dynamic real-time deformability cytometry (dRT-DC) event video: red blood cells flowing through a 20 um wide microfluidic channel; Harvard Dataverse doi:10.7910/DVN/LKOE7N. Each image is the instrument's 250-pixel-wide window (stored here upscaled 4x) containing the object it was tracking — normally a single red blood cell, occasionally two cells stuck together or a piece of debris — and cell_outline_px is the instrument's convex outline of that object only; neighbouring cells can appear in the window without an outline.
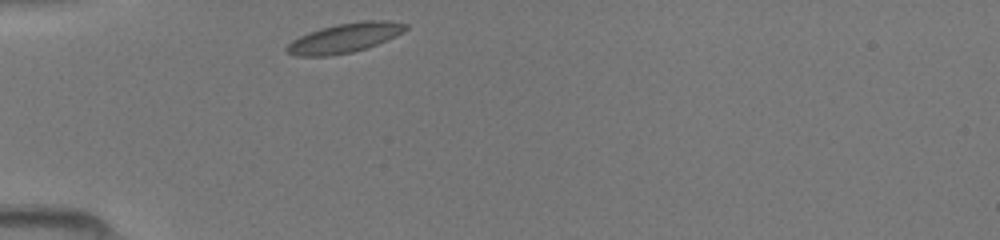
{"species": "common noctule bat (a hibernating species)", "species_latin": "Nyctalus noctula", "temperature_condition": "room temperature", "stored_images_in_passage": 29, "camera_frame_rate_fps": 3000, "um_per_image_px": 0.085, "animal": {"sex": "female", "body_mass_g": 19.5, "forearm_length_mm": 54.1}, "frame": {"image": 1, "passage_image": 1, "time_ms": 0.0, "image_size_px": [1000, 240], "cell_outline_px": [[408, 28], [404, 32], [396, 36], [368, 48], [352, 52], [328, 56], [296, 56], [288, 52], [284, 48], [292, 40], [308, 32], [320, 28], [336, 24], [364, 20], [388, 20], [408, 24]], "centroid_in_image_um": [29.32, 3.21], "position_along_channel_um": 55.7, "area_um2": 20.58}}
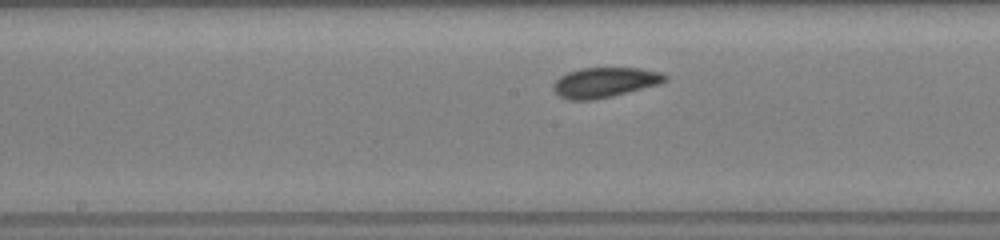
{"frame": {"image": 2, "passage_image": 12, "time_ms": 3.667, "image_size_px": [1000, 240], "cell_outline_px": [[668, 80], [660, 84], [612, 96], [592, 100], [568, 100], [560, 96], [552, 88], [552, 84], [560, 76], [568, 72], [580, 68], [640, 68], [660, 72], [668, 76]], "centroid_in_image_um": [51.41, 7.0], "position_along_channel_um": 196.8, "area_um2": 19.59}}
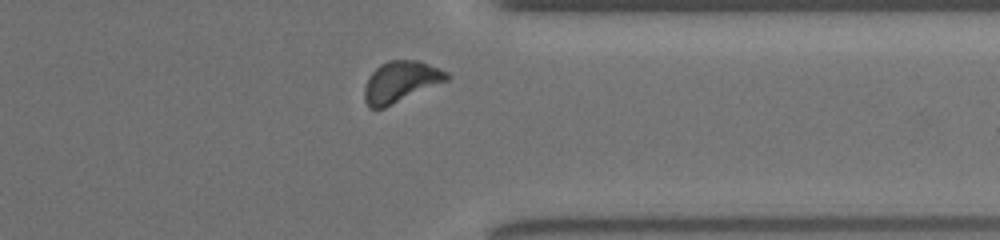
{"frame": {"image": 3, "passage_image": 25, "time_ms": 8.0, "image_size_px": [1000, 240], "cell_outline_px": [[452, 76], [448, 80], [384, 108], [368, 108], [364, 100], [364, 88], [368, 76], [380, 64], [388, 60], [420, 60], [440, 68], [448, 72]], "centroid_in_image_um": [34.06, 6.93], "position_along_channel_um": 377.3, "area_um2": 19.88}}